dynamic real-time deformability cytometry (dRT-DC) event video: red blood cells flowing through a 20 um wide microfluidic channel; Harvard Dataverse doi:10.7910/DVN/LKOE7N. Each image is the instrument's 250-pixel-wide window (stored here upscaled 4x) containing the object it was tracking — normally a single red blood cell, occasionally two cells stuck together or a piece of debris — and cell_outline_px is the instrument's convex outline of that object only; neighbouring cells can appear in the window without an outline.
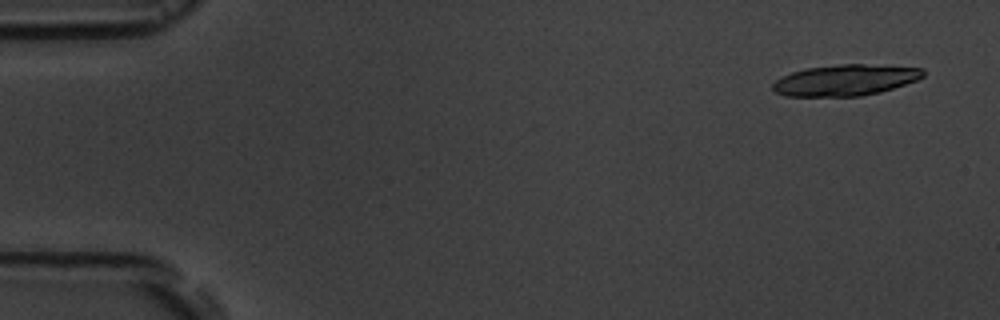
{"species": "common noctule bat (a hibernating species)", "species_latin": "Nyctalus noctula", "temperature_condition": "room temperature", "stored_images_in_passage": 5, "segment_of_instrument_passage": [1, 2], "camera_frame_rate_fps": 3000, "um_per_image_px": 0.085, "animal": {"sex": "male", "body_mass_g": 19.5, "forearm_length_mm": 54.6}, "frame": {"image": 1, "passage_image": 1, "time_ms": 0.0, "image_size_px": [1000, 320], "cell_outline_px": [[924, 76], [916, 80], [880, 92], [860, 96], [784, 96], [776, 92], [772, 88], [772, 84], [780, 76], [792, 72], [808, 68], [840, 64], [864, 64], [924, 68]], "centroid_in_image_um": [71.83, 6.81], "position_along_channel_um": 13.2, "area_um2": 27.11}}